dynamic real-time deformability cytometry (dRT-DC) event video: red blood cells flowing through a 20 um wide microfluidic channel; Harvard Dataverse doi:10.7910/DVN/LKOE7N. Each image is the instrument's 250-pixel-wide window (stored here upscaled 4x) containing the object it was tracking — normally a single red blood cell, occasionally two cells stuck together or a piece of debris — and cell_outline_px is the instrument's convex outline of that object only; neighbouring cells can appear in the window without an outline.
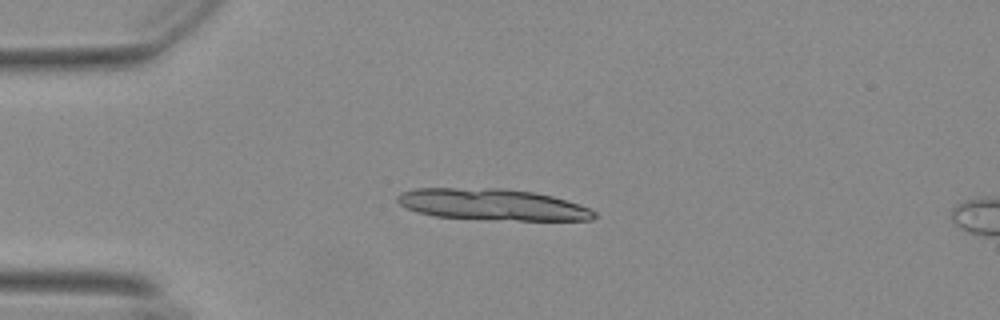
{"species": "Egyptian fruit bat (a non-hibernating species)", "species_latin": "Rousettus aegyptiacus", "temperature_condition": "warm", "stored_images_in_passage": 26, "segment_of_instrument_passage": [1, 2], "camera_frame_rate_fps": 3000, "um_per_image_px": 0.085, "animal": {"sex": "female"}, "frame": {"image": 1, "passage_image": 1, "time_ms": 0.0, "image_size_px": [1000, 320], "cell_outline_px": [[596, 216], [592, 220], [516, 220], [436, 216], [416, 212], [400, 204], [396, 200], [396, 196], [400, 192], [416, 188], [504, 188], [536, 192], [552, 196], [580, 204], [596, 212]], "centroid_in_image_um": [41.86, 17.37], "position_along_channel_um": 43.1, "area_um2": 35.95}}